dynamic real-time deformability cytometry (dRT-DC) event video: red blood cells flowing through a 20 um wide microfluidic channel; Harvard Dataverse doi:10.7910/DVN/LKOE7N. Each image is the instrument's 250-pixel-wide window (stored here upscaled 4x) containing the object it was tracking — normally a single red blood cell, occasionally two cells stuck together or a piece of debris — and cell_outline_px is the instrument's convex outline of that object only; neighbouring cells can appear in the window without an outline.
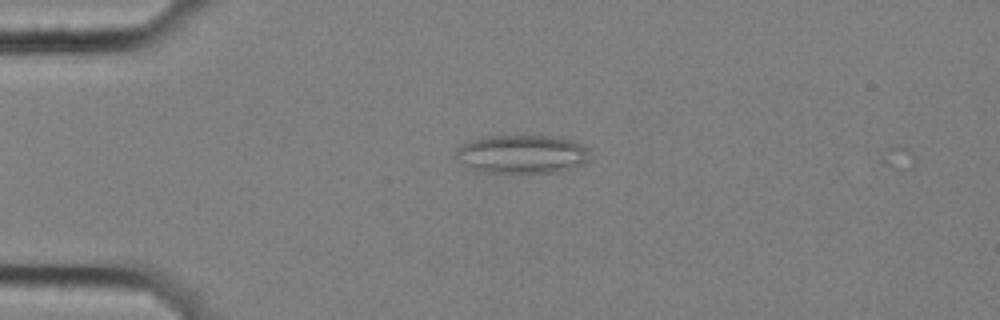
{"species": "common noctule bat (a hibernating species)", "species_latin": "Nyctalus noctula", "temperature_condition": "cold", "stored_images_in_passage": 2, "camera_frame_rate_fps": 3000, "um_per_image_px": 0.085, "animal": {"sex": "female", "body_mass_g": 25.1}, "frame": {"image": 1, "passage_image": 1, "time_ms": 0.0, "image_size_px": [1000, 320], "cell_outline_px": [[588, 160], [584, 164], [556, 172], [512, 176], [480, 172], [468, 168], [456, 160], [456, 148], [472, 140], [488, 136], [560, 136], [572, 140], [588, 148]], "centroid_in_image_um": [44.33, 13.16], "position_along_channel_um": 40.7, "area_um2": 31.21}}